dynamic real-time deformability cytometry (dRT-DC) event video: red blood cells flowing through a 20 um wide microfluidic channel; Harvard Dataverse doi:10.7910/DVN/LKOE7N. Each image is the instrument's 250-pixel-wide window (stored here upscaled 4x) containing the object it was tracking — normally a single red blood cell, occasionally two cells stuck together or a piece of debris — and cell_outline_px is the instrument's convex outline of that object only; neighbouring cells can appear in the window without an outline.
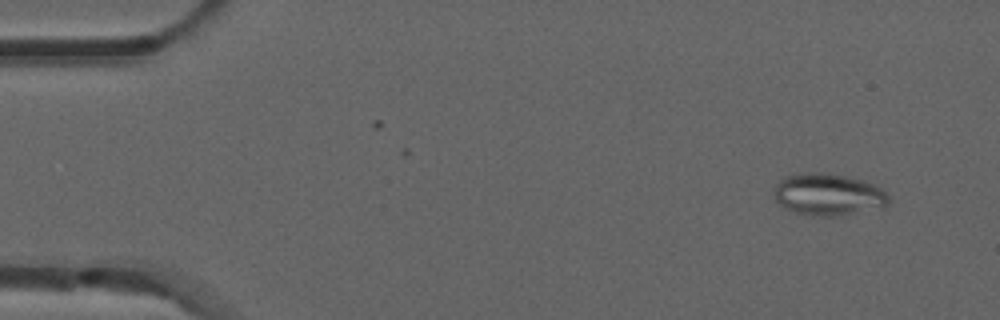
{"species": "common noctule bat (a hibernating species)", "species_latin": "Nyctalus noctula", "temperature_condition": "room temperature", "stored_images_in_passage": 2, "camera_frame_rate_fps": 3000, "um_per_image_px": 0.085, "animal": {"sex": "male", "forearm_length_mm": 52.5}, "frame": {"image": 1, "passage_image": 2, "time_ms": 0.333, "image_size_px": [1000, 320], "cell_outline_px": [[892, 200], [884, 208], [832, 216], [812, 216], [796, 212], [780, 204], [776, 200], [776, 184], [780, 180], [788, 176], [812, 172], [824, 172], [864, 180], [880, 188]], "centroid_in_image_um": [70.46, 16.54], "position_along_channel_um": 14.5, "area_um2": 27.69}}